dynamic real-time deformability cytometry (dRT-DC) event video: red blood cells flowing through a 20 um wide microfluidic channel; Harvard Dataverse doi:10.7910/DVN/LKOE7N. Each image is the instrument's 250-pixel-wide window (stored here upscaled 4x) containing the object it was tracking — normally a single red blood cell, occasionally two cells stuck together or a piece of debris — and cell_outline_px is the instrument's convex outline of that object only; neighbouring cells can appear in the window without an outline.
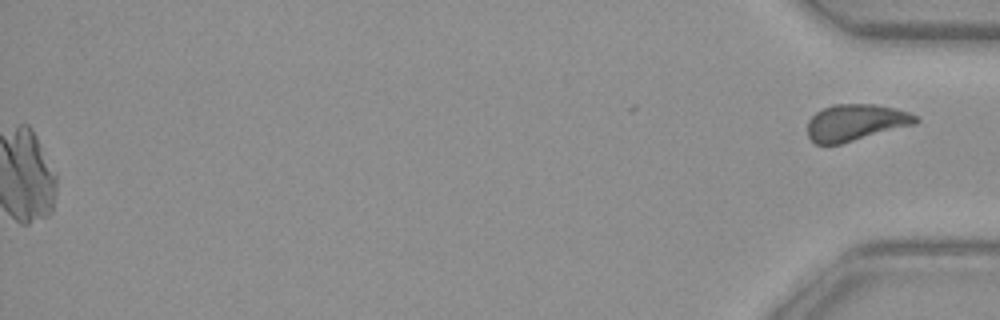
{"species": "common noctule bat (a hibernating species)", "species_latin": "Nyctalus noctula", "temperature_condition": "warm", "stored_images_in_passage": 38, "camera_frame_rate_fps": 3000, "um_per_image_px": 0.085, "animal": {"sex": "female", "body_mass_g": 29.2, "forearm_length_mm": 56.3}, "frame": {"image": 1, "passage_image": 38, "time_ms": 12.333, "image_size_px": [1000, 320], "cell_outline_px": [[920, 120], [916, 124], [840, 144], [816, 144], [808, 136], [808, 120], [816, 112], [832, 104], [872, 104], [896, 108], [920, 116]], "centroid_in_image_um": [72.76, 10.4], "position_along_channel_um": 362.4, "area_um2": 23.12}}